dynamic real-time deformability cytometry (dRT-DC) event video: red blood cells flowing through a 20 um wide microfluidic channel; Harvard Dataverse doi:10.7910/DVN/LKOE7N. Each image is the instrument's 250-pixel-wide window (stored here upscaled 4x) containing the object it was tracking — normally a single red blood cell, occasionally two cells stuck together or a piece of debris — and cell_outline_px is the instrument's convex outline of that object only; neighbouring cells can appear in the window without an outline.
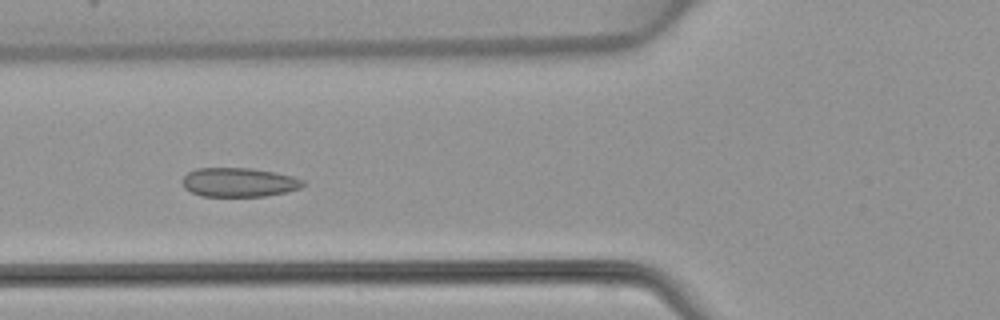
{"species": "common noctule bat (a hibernating species)", "species_latin": "Nyctalus noctula", "temperature_condition": "warm", "stored_images_in_passage": 5, "camera_frame_rate_fps": 3000, "um_per_image_px": 0.085, "animal": {"sex": "female", "body_mass_g": 22.7, "forearm_length_mm": 54.2}, "frame": {"image": 1, "passage_image": 5, "time_ms": 5.667, "image_size_px": [1000, 320], "cell_outline_px": [[304, 184], [300, 188], [284, 192], [264, 196], [200, 196], [184, 188], [184, 176], [188, 172], [196, 168], [252, 168], [292, 176], [304, 180]], "centroid_in_image_um": [20.29, 15.49], "position_along_channel_um": 105.5, "area_um2": 20.23}}